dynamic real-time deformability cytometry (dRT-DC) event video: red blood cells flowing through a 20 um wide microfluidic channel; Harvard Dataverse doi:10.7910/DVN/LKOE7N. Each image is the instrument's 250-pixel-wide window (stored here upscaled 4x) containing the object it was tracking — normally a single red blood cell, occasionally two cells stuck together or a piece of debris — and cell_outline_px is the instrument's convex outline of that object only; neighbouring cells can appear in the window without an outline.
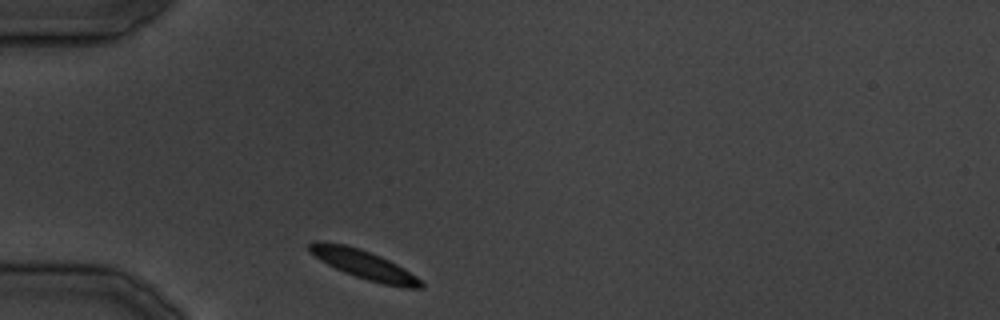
{"species": "common noctule bat (a hibernating species)", "species_latin": "Nyctalus noctula", "temperature_condition": "cold", "stored_images_in_passage": 7, "camera_frame_rate_fps": 3000, "um_per_image_px": 0.085, "animal": {"sex": "male", "body_mass_g": 19.5, "forearm_length_mm": 54.6}, "frame": {"image": 1, "passage_image": 1, "time_ms": 0.0, "image_size_px": [1000, 320], "cell_outline_px": [[424, 288], [404, 288], [384, 284], [368, 280], [344, 272], [320, 260], [308, 252], [308, 244], [312, 240], [324, 240], [344, 244], [360, 248], [380, 256], [404, 268], [416, 276], [424, 284]], "centroid_in_image_um": [30.88, 22.46], "position_along_channel_um": 54.1, "area_um2": 18.9}}
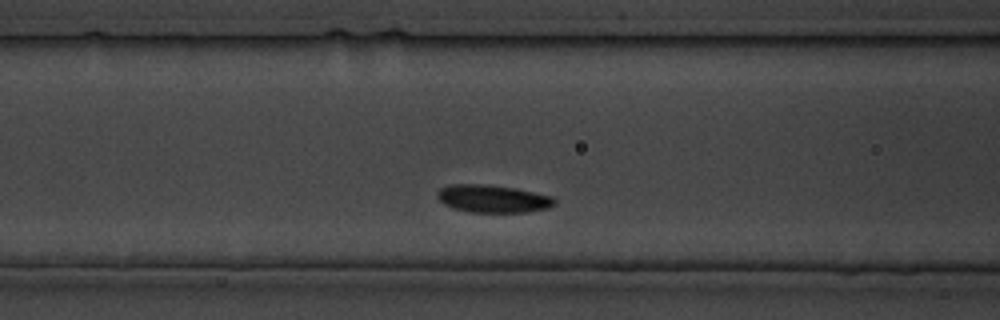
{"frame": {"image": 2, "passage_image": 6, "time_ms": 6.0, "image_size_px": [1000, 320], "cell_outline_px": [[556, 200], [548, 208], [528, 212], [468, 212], [452, 208], [444, 204], [436, 196], [436, 192], [440, 188], [452, 184], [484, 184], [516, 188], [552, 196]], "centroid_in_image_um": [41.85, 16.89], "position_along_channel_um": 124.7, "area_um2": 18.96}}